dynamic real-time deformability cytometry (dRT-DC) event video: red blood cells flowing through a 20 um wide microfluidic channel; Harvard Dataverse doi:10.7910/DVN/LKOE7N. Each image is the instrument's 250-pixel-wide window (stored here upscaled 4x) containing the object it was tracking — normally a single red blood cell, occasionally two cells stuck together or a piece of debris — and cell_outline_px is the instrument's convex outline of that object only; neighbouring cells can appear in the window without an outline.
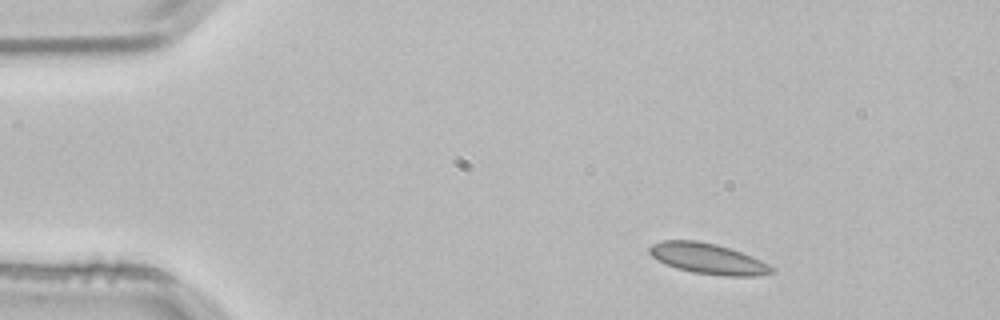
{"species": "common noctule bat (a hibernating species)", "species_latin": "Nyctalus noctula", "temperature_condition": "room temperature", "stored_images_in_passage": 3, "camera_frame_rate_fps": 3000, "um_per_image_px": 0.085, "animal": {"sex": "male", "body_mass_g": 21.5, "forearm_length_mm": 52.0}, "frame": {"image": 1, "passage_image": 1, "time_ms": 0.0, "image_size_px": [1000, 320], "cell_outline_px": [[776, 272], [756, 276], [724, 276], [692, 272], [676, 268], [652, 256], [648, 252], [648, 248], [652, 244], [664, 240], [696, 240], [716, 244], [752, 256], [776, 268]], "centroid_in_image_um": [60.21, 21.99], "position_along_channel_um": 24.8, "area_um2": 21.73}}
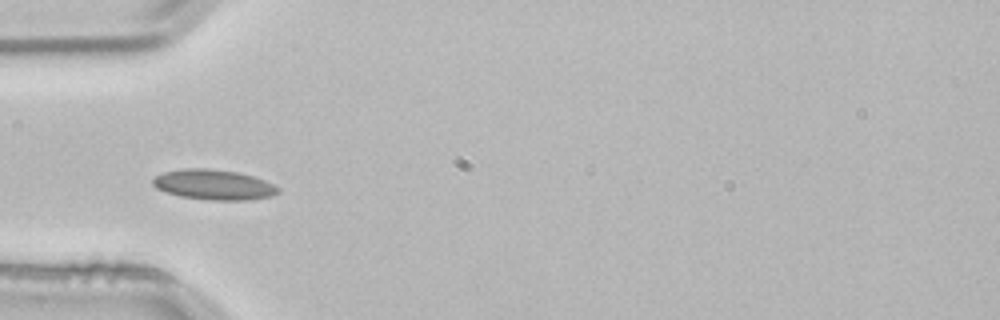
{"frame": {"image": 2, "passage_image": 3, "time_ms": 0.667, "image_size_px": [1000, 320], "cell_outline_px": [[280, 192], [272, 196], [248, 200], [208, 200], [180, 196], [164, 192], [156, 188], [152, 184], [152, 180], [156, 176], [164, 172], [184, 168], [208, 168], [236, 172], [252, 176], [264, 180], [280, 188]], "centroid_in_image_um": [18.15, 15.7], "position_along_channel_um": 66.8, "area_um2": 22.08}}